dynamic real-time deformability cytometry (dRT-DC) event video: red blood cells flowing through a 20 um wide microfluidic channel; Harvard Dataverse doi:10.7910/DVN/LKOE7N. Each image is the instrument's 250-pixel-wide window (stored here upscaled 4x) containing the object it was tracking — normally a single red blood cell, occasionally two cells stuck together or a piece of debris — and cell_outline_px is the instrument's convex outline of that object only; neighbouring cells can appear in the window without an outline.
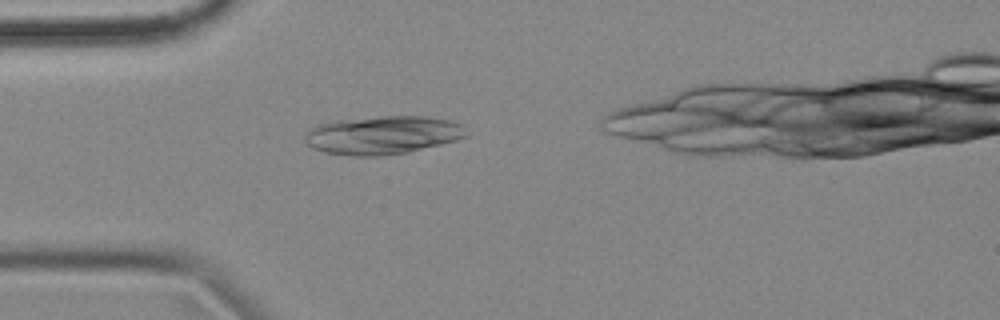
{"species": "common noctule bat (a hibernating species)", "species_latin": "Nyctalus noctula", "temperature_condition": "cold", "stored_images_in_passage": 37, "camera_frame_rate_fps": 3000, "um_per_image_px": 0.085, "animal": {"sex": "female", "body_mass_g": 18.4}, "frame": {"image": 1, "passage_image": 6, "time_ms": 1.667, "image_size_px": [1000, 320], "cell_outline_px": [[468, 136], [456, 140], [440, 144], [404, 152], [384, 156], [348, 156], [324, 152], [312, 148], [304, 140], [304, 136], [316, 124], [336, 120], [380, 116], [428, 116], [448, 120], [460, 124], [468, 132]], "centroid_in_image_um": [32.5, 11.48], "position_along_channel_um": 52.5, "area_um2": 36.07}}
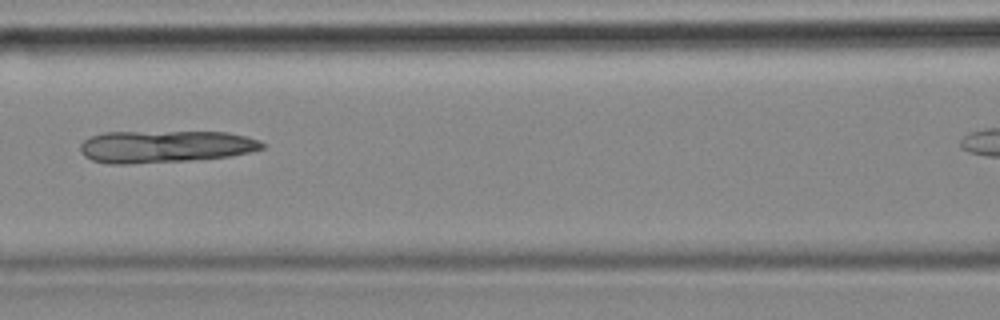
{"frame": {"image": 2, "passage_image": 15, "time_ms": 4.667, "image_size_px": [1000, 320], "cell_outline_px": [[264, 148], [248, 152], [228, 156], [188, 160], [128, 164], [108, 164], [92, 160], [84, 156], [80, 152], [80, 144], [84, 140], [92, 136], [104, 132], [228, 132], [260, 140], [264, 144]], "centroid_in_image_um": [13.99, 12.45], "position_along_channel_um": 152.6, "area_um2": 33.99}}
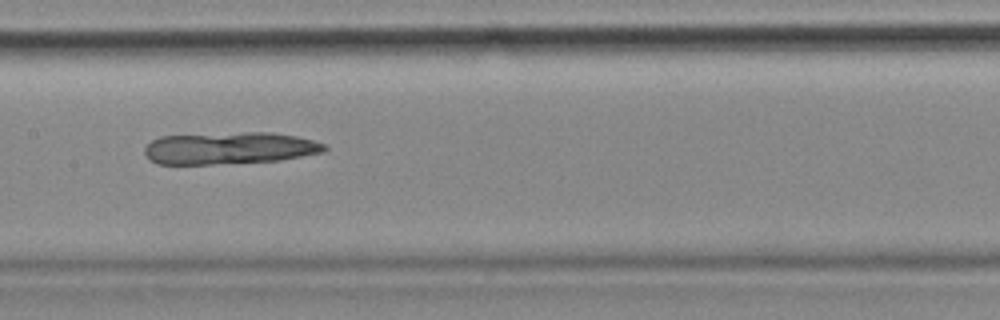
{"frame": {"image": 3, "passage_image": 18, "time_ms": 5.667, "image_size_px": [1000, 320], "cell_outline_px": [[328, 148], [324, 152], [280, 160], [212, 164], [156, 164], [148, 160], [144, 152], [144, 148], [152, 140], [160, 136], [248, 132], [272, 132], [296, 136], [312, 140], [324, 144]], "centroid_in_image_um": [19.48, 12.59], "position_along_channel_um": 187.9, "area_um2": 33.64}}